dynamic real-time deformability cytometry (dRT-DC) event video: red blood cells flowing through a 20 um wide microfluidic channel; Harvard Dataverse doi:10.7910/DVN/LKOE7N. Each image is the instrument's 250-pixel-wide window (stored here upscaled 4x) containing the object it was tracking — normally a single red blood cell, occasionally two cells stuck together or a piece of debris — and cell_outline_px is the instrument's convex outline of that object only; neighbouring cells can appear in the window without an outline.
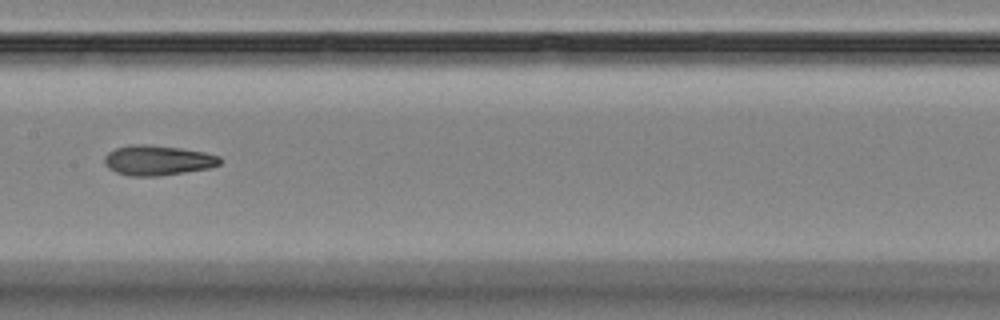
{"species": "Egyptian fruit bat (a non-hibernating species)", "species_latin": "Rousettus aegyptiacus", "temperature_condition": "room temperature", "stored_images_in_passage": 9, "camera_frame_rate_fps": 3000, "um_per_image_px": 0.085, "animal": {"sex": "female"}, "frame": {"image": 1, "passage_image": 6, "time_ms": 5.667, "image_size_px": [1000, 320], "cell_outline_px": [[220, 164], [208, 168], [160, 176], [128, 176], [116, 172], [108, 168], [104, 164], [104, 156], [108, 152], [116, 148], [132, 144], [148, 144], [180, 148], [204, 152], [220, 156]], "centroid_in_image_um": [13.36, 13.62], "position_along_channel_um": 194.0, "area_um2": 20.23}}
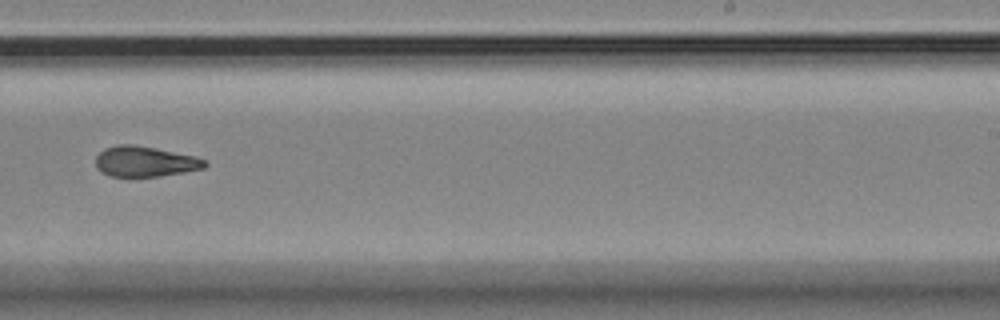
{"frame": {"image": 2, "passage_image": 8, "time_ms": 8.0, "image_size_px": [1000, 320], "cell_outline_px": [[208, 164], [204, 168], [184, 172], [160, 176], [108, 176], [100, 172], [96, 168], [96, 156], [104, 148], [116, 144], [132, 144], [156, 148], [196, 156], [204, 160]], "centroid_in_image_um": [12.3, 13.72], "position_along_channel_um": 276.7, "area_um2": 19.48}}
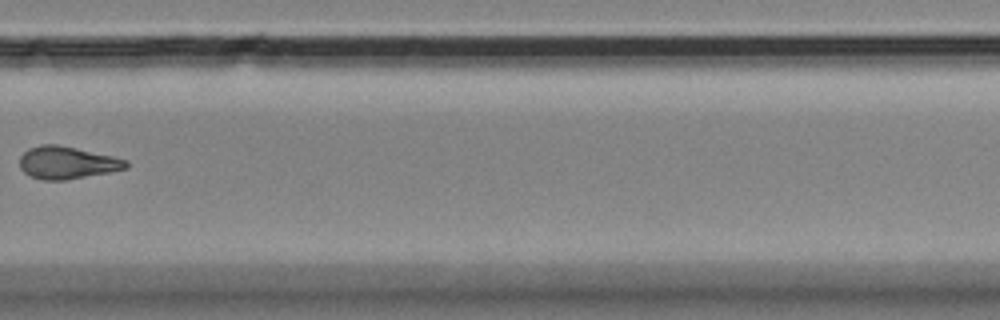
{"frame": {"image": 3, "passage_image": 9, "time_ms": 9.333, "image_size_px": [1000, 320], "cell_outline_px": [[128, 168], [108, 172], [64, 180], [40, 180], [28, 176], [20, 168], [20, 156], [28, 148], [40, 144], [56, 144], [76, 148], [112, 156], [128, 160]], "centroid_in_image_um": [5.66, 13.82], "position_along_channel_um": 324.1, "area_um2": 20.11}}